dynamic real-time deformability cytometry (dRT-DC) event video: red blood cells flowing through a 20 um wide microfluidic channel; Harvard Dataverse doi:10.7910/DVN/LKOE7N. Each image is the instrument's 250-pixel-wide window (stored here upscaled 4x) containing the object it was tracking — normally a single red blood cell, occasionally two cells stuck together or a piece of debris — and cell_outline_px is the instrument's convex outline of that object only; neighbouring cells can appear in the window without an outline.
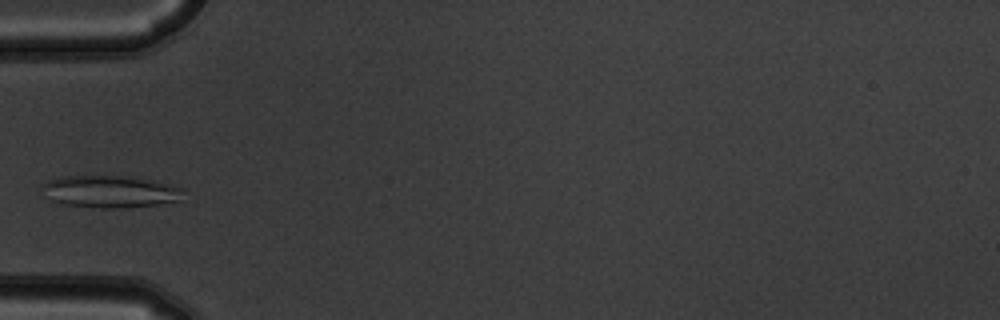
{"species": "common noctule bat (a hibernating species)", "species_latin": "Nyctalus noctula", "temperature_condition": "warm", "stored_images_in_passage": 3, "camera_frame_rate_fps": 3000, "um_per_image_px": 0.085, "animal": {"sex": "male", "body_mass_g": 19.5, "forearm_length_mm": 54.6}, "frame": {"image": 1, "passage_image": 3, "time_ms": 0.667, "image_size_px": [1000, 320], "cell_outline_px": [[180, 200], [160, 204], [124, 208], [100, 208], [64, 204], [52, 200], [44, 184], [48, 180], [64, 176], [132, 176], [152, 180], [180, 188]], "centroid_in_image_um": [9.39, 16.28], "position_along_channel_um": 75.6, "area_um2": 25.78}}